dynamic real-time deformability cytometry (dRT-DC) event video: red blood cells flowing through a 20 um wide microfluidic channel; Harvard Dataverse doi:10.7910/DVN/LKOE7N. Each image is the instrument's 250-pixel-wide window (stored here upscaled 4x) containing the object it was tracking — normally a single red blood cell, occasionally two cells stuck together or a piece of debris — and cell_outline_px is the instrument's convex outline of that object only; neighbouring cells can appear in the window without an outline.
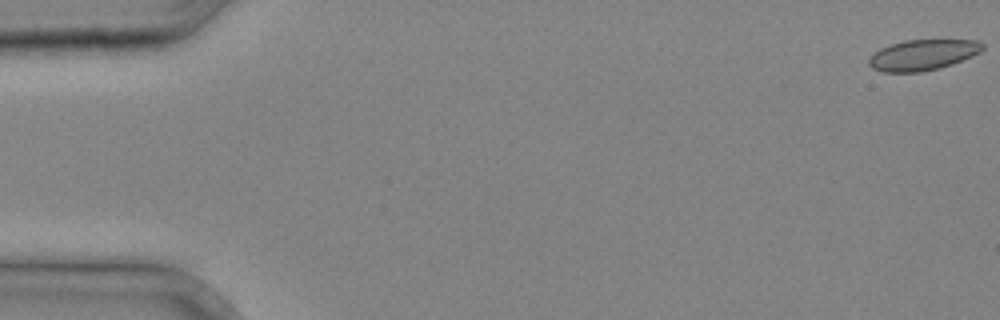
{"species": "common noctule bat (a hibernating species)", "species_latin": "Nyctalus noctula", "temperature_condition": "cold", "stored_images_in_passage": 35, "camera_frame_rate_fps": 3000, "um_per_image_px": 0.085, "animal": {"sex": "male", "body_mass_g": 20.4}, "frame": {"image": 1, "passage_image": 1, "time_ms": 0.0, "image_size_px": [1000, 320], "cell_outline_px": [[984, 48], [980, 52], [972, 56], [952, 64], [940, 68], [920, 72], [880, 72], [872, 68], [868, 64], [868, 60], [880, 48], [904, 40], [976, 40], [984, 44]], "centroid_in_image_um": [78.44, 4.67], "position_along_channel_um": 6.6, "area_um2": 20.29}}
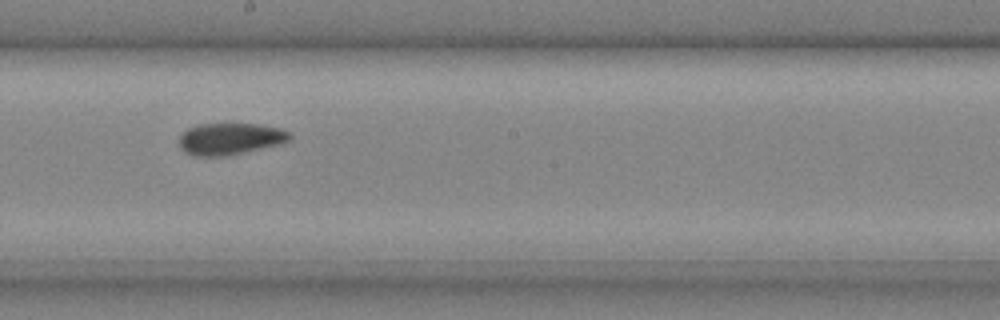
{"frame": {"image": 2, "passage_image": 22, "time_ms": 7.0, "image_size_px": [1000, 320], "cell_outline_px": [[292, 140], [228, 156], [192, 156], [184, 152], [180, 148], [180, 136], [188, 128], [200, 124], [256, 124], [280, 128], [288, 132], [292, 136]], "centroid_in_image_um": [19.53, 11.8], "position_along_channel_um": 228.7, "area_um2": 20.29}}
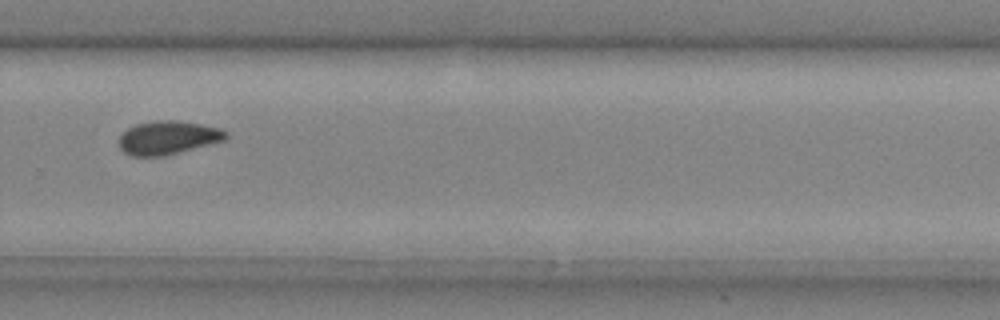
{"frame": {"image": 3, "passage_image": 27, "time_ms": 8.667, "image_size_px": [1000, 320], "cell_outline_px": [[228, 136], [224, 140], [164, 156], [132, 156], [124, 152], [120, 148], [120, 136], [128, 128], [136, 124], [160, 120], [176, 120], [200, 124], [220, 128], [228, 132]], "centroid_in_image_um": [14.28, 11.7], "position_along_channel_um": 315.5, "area_um2": 20.63}}